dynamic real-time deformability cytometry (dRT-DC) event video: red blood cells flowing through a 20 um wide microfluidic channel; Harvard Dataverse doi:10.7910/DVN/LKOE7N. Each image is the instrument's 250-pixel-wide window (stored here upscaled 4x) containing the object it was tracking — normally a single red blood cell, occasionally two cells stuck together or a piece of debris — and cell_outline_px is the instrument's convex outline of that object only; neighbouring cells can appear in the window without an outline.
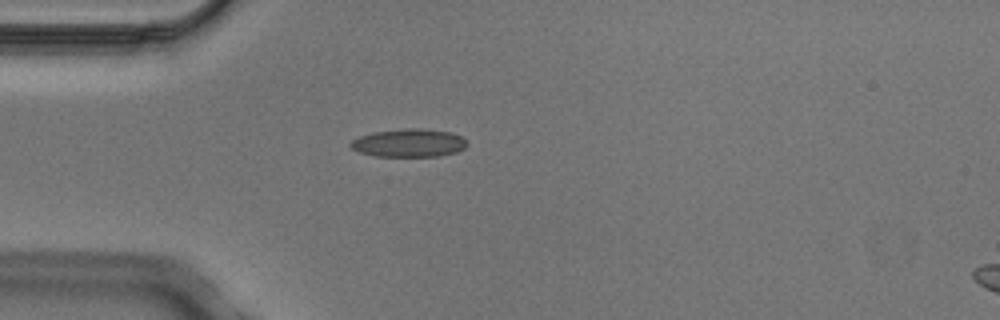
{"species": "Egyptian fruit bat (a non-hibernating species)", "species_latin": "Rousettus aegyptiacus", "temperature_condition": "cold", "stored_images_in_passage": 1, "camera_frame_rate_fps": 3000, "um_per_image_px": 0.085, "animal": {"sex": "male"}, "frame": {"image": 1, "passage_image": 1, "time_ms": 0.0, "image_size_px": [1000, 320], "cell_outline_px": [[468, 144], [464, 148], [456, 152], [440, 156], [376, 156], [360, 152], [352, 148], [348, 144], [352, 140], [360, 136], [372, 132], [404, 128], [420, 128], [452, 132], [460, 136]], "centroid_in_image_um": [34.75, 12.14], "position_along_channel_um": 50.2, "area_um2": 19.07}}